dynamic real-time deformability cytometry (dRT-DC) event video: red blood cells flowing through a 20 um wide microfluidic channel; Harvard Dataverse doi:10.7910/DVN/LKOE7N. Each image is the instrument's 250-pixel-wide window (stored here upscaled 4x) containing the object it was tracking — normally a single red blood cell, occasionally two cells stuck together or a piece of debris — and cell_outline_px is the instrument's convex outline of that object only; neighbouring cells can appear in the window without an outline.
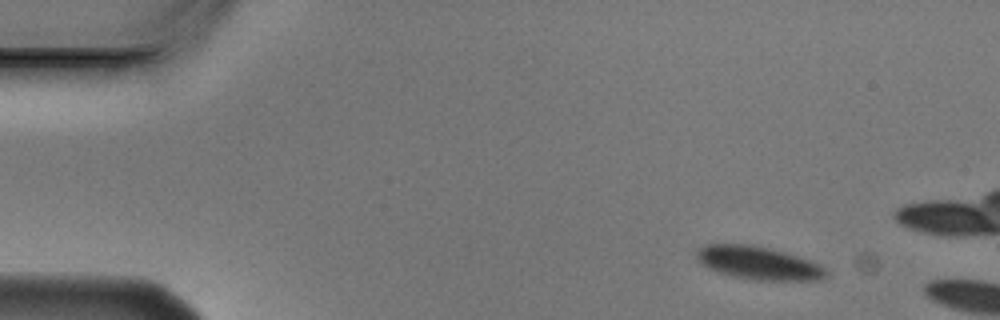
{"species": "Egyptian fruit bat (a non-hibernating species)", "species_latin": "Rousettus aegyptiacus", "temperature_condition": "cold", "stored_images_in_passage": 2, "camera_frame_rate_fps": 3000, "um_per_image_px": 0.085, "animal": {"sex": "male"}, "frame": {"image": 1, "passage_image": 1, "time_ms": 0.0, "image_size_px": [1000, 320], "cell_outline_px": [[828, 276], [820, 280], [752, 280], [732, 276], [716, 272], [700, 264], [696, 256], [696, 252], [704, 244], [752, 244], [784, 252], [820, 264], [828, 272]], "centroid_in_image_um": [64.44, 22.36], "position_along_channel_um": 20.6, "area_um2": 25.09}}